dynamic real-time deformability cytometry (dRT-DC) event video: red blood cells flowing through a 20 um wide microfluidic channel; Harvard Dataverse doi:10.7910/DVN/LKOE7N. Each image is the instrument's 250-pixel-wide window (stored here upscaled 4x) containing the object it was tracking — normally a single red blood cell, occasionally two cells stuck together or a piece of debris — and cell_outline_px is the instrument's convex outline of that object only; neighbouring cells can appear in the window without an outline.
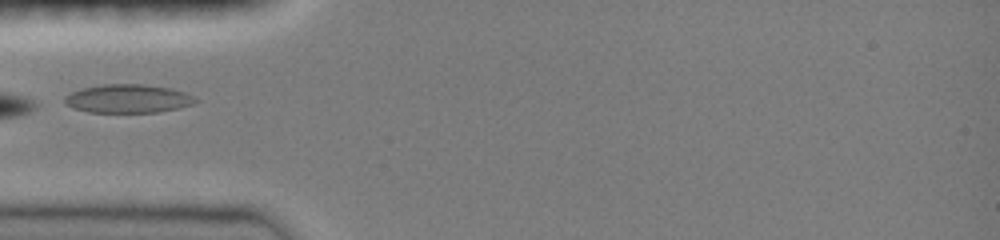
{"species": "common noctule bat (a hibernating species)", "species_latin": "Nyctalus noctula", "temperature_condition": "room temperature", "stored_images_in_passage": 5, "camera_frame_rate_fps": 3000, "um_per_image_px": 0.085, "animal": {"sex": "female", "body_mass_g": 19.0, "forearm_length_mm": 51.5}, "frame": {"image": 1, "passage_image": 1, "time_ms": 0.0, "image_size_px": [1000, 240], "cell_outline_px": [[200, 100], [192, 104], [180, 108], [160, 112], [88, 112], [72, 108], [64, 104], [64, 96], [72, 92], [84, 88], [104, 84], [144, 84], [168, 88], [184, 92]], "centroid_in_image_um": [10.87, 8.39], "position_along_channel_um": 74.1, "area_um2": 21.73}}